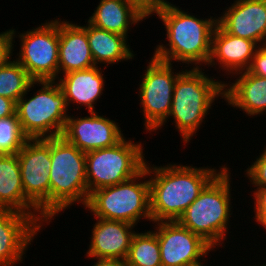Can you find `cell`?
Returning a JSON list of instances; mask_svg holds the SVG:
<instances>
[{
	"instance_id": "6da1fadb",
	"label": "cell",
	"mask_w": 266,
	"mask_h": 266,
	"mask_svg": "<svg viewBox=\"0 0 266 266\" xmlns=\"http://www.w3.org/2000/svg\"><path fill=\"white\" fill-rule=\"evenodd\" d=\"M145 169L150 185V214L152 223L177 221L196 200L205 186L226 166L194 167L182 164L152 165ZM209 167V168H208Z\"/></svg>"
},
{
	"instance_id": "7a4b0ae2",
	"label": "cell",
	"mask_w": 266,
	"mask_h": 266,
	"mask_svg": "<svg viewBox=\"0 0 266 266\" xmlns=\"http://www.w3.org/2000/svg\"><path fill=\"white\" fill-rule=\"evenodd\" d=\"M179 7L168 2L161 4L149 15L156 14L161 19L169 42L156 45L152 55L164 62L187 64L186 68L193 64L195 66L192 68H201L203 64L207 66L217 18H198Z\"/></svg>"
},
{
	"instance_id": "3957f363",
	"label": "cell",
	"mask_w": 266,
	"mask_h": 266,
	"mask_svg": "<svg viewBox=\"0 0 266 266\" xmlns=\"http://www.w3.org/2000/svg\"><path fill=\"white\" fill-rule=\"evenodd\" d=\"M185 69L174 85L171 111L168 118L154 131L161 129L173 118L175 129L181 134V142L187 143L196 135L209 109L219 96L224 98V82L205 74L201 68ZM212 77V78H211ZM215 79V80H214ZM198 130V131H197ZM195 134V135H194Z\"/></svg>"
},
{
	"instance_id": "277c9868",
	"label": "cell",
	"mask_w": 266,
	"mask_h": 266,
	"mask_svg": "<svg viewBox=\"0 0 266 266\" xmlns=\"http://www.w3.org/2000/svg\"><path fill=\"white\" fill-rule=\"evenodd\" d=\"M225 166L183 212L177 222L200 236L213 249L226 240L230 228L231 173ZM229 226V227H228ZM217 246V247H216Z\"/></svg>"
},
{
	"instance_id": "5b68a950",
	"label": "cell",
	"mask_w": 266,
	"mask_h": 266,
	"mask_svg": "<svg viewBox=\"0 0 266 266\" xmlns=\"http://www.w3.org/2000/svg\"><path fill=\"white\" fill-rule=\"evenodd\" d=\"M50 222L74 203L86 206V153L62 135L50 138ZM69 207V208H68ZM53 218V219H52Z\"/></svg>"
},
{
	"instance_id": "8992f818",
	"label": "cell",
	"mask_w": 266,
	"mask_h": 266,
	"mask_svg": "<svg viewBox=\"0 0 266 266\" xmlns=\"http://www.w3.org/2000/svg\"><path fill=\"white\" fill-rule=\"evenodd\" d=\"M36 84L41 88L28 99L26 95ZM16 113L28 139L61 136L69 116L65 95L56 80L33 81L16 103Z\"/></svg>"
},
{
	"instance_id": "52a82bcc",
	"label": "cell",
	"mask_w": 266,
	"mask_h": 266,
	"mask_svg": "<svg viewBox=\"0 0 266 266\" xmlns=\"http://www.w3.org/2000/svg\"><path fill=\"white\" fill-rule=\"evenodd\" d=\"M145 178H148V173L144 168L125 182L93 191L84 209L90 210L93 217L124 221L135 226L140 219L151 222L150 185L149 179Z\"/></svg>"
},
{
	"instance_id": "ba28073f",
	"label": "cell",
	"mask_w": 266,
	"mask_h": 266,
	"mask_svg": "<svg viewBox=\"0 0 266 266\" xmlns=\"http://www.w3.org/2000/svg\"><path fill=\"white\" fill-rule=\"evenodd\" d=\"M143 143L125 137L116 145L86 153L88 194L103 187L125 182L145 167Z\"/></svg>"
},
{
	"instance_id": "9c48e42d",
	"label": "cell",
	"mask_w": 266,
	"mask_h": 266,
	"mask_svg": "<svg viewBox=\"0 0 266 266\" xmlns=\"http://www.w3.org/2000/svg\"><path fill=\"white\" fill-rule=\"evenodd\" d=\"M20 38L19 53L16 61L27 71L34 81L57 80L59 78V18L46 21L24 33L16 35Z\"/></svg>"
},
{
	"instance_id": "30bf717a",
	"label": "cell",
	"mask_w": 266,
	"mask_h": 266,
	"mask_svg": "<svg viewBox=\"0 0 266 266\" xmlns=\"http://www.w3.org/2000/svg\"><path fill=\"white\" fill-rule=\"evenodd\" d=\"M173 63L161 61L153 56L140 80L138 95L144 116V129L150 134L169 116L173 90L177 77L184 71L174 72Z\"/></svg>"
},
{
	"instance_id": "8fae6325",
	"label": "cell",
	"mask_w": 266,
	"mask_h": 266,
	"mask_svg": "<svg viewBox=\"0 0 266 266\" xmlns=\"http://www.w3.org/2000/svg\"><path fill=\"white\" fill-rule=\"evenodd\" d=\"M17 156L25 196L50 224V138L28 139Z\"/></svg>"
},
{
	"instance_id": "7c38bea8",
	"label": "cell",
	"mask_w": 266,
	"mask_h": 266,
	"mask_svg": "<svg viewBox=\"0 0 266 266\" xmlns=\"http://www.w3.org/2000/svg\"><path fill=\"white\" fill-rule=\"evenodd\" d=\"M154 225L153 231L160 245L161 266L195 265L206 261L201 259L211 251H216L177 221H160Z\"/></svg>"
},
{
	"instance_id": "4fadbf2b",
	"label": "cell",
	"mask_w": 266,
	"mask_h": 266,
	"mask_svg": "<svg viewBox=\"0 0 266 266\" xmlns=\"http://www.w3.org/2000/svg\"><path fill=\"white\" fill-rule=\"evenodd\" d=\"M90 116L67 117L62 136L79 150L87 153L108 148L119 143L125 136L115 120L89 112Z\"/></svg>"
},
{
	"instance_id": "5bb4252c",
	"label": "cell",
	"mask_w": 266,
	"mask_h": 266,
	"mask_svg": "<svg viewBox=\"0 0 266 266\" xmlns=\"http://www.w3.org/2000/svg\"><path fill=\"white\" fill-rule=\"evenodd\" d=\"M42 228L29 216L0 209V266H16Z\"/></svg>"
},
{
	"instance_id": "9a60e30c",
	"label": "cell",
	"mask_w": 266,
	"mask_h": 266,
	"mask_svg": "<svg viewBox=\"0 0 266 266\" xmlns=\"http://www.w3.org/2000/svg\"><path fill=\"white\" fill-rule=\"evenodd\" d=\"M217 23L229 34L266 45V0H234Z\"/></svg>"
},
{
	"instance_id": "2e32d148",
	"label": "cell",
	"mask_w": 266,
	"mask_h": 266,
	"mask_svg": "<svg viewBox=\"0 0 266 266\" xmlns=\"http://www.w3.org/2000/svg\"><path fill=\"white\" fill-rule=\"evenodd\" d=\"M259 46L252 40L227 33L218 23L212 34L211 55L208 67L219 65L226 75L245 71L249 68ZM210 65V66H209Z\"/></svg>"
},
{
	"instance_id": "e0dca14e",
	"label": "cell",
	"mask_w": 266,
	"mask_h": 266,
	"mask_svg": "<svg viewBox=\"0 0 266 266\" xmlns=\"http://www.w3.org/2000/svg\"><path fill=\"white\" fill-rule=\"evenodd\" d=\"M91 230L92 236L86 252L88 258H111L126 260L135 225L124 221L97 218Z\"/></svg>"
},
{
	"instance_id": "ac0fdd59",
	"label": "cell",
	"mask_w": 266,
	"mask_h": 266,
	"mask_svg": "<svg viewBox=\"0 0 266 266\" xmlns=\"http://www.w3.org/2000/svg\"><path fill=\"white\" fill-rule=\"evenodd\" d=\"M0 209L29 215L41 228L49 223L25 196L17 154H0Z\"/></svg>"
},
{
	"instance_id": "d6986e66",
	"label": "cell",
	"mask_w": 266,
	"mask_h": 266,
	"mask_svg": "<svg viewBox=\"0 0 266 266\" xmlns=\"http://www.w3.org/2000/svg\"><path fill=\"white\" fill-rule=\"evenodd\" d=\"M58 74L95 67L86 29L59 19Z\"/></svg>"
},
{
	"instance_id": "ffe728a7",
	"label": "cell",
	"mask_w": 266,
	"mask_h": 266,
	"mask_svg": "<svg viewBox=\"0 0 266 266\" xmlns=\"http://www.w3.org/2000/svg\"><path fill=\"white\" fill-rule=\"evenodd\" d=\"M101 67L71 71L56 80L65 95L68 108L71 107L70 104H77V110L81 109L80 106H85L88 112H96L94 104L103 94L106 82Z\"/></svg>"
},
{
	"instance_id": "44dd1931",
	"label": "cell",
	"mask_w": 266,
	"mask_h": 266,
	"mask_svg": "<svg viewBox=\"0 0 266 266\" xmlns=\"http://www.w3.org/2000/svg\"><path fill=\"white\" fill-rule=\"evenodd\" d=\"M234 76H237L235 82H224V101L227 105L243 110L249 117L266 114V78L247 70Z\"/></svg>"
},
{
	"instance_id": "7402d4cb",
	"label": "cell",
	"mask_w": 266,
	"mask_h": 266,
	"mask_svg": "<svg viewBox=\"0 0 266 266\" xmlns=\"http://www.w3.org/2000/svg\"><path fill=\"white\" fill-rule=\"evenodd\" d=\"M99 2L88 22L99 29L127 38H129L128 31H131L132 25H138L139 22L149 18L141 8L130 0H100Z\"/></svg>"
},
{
	"instance_id": "603a6c76",
	"label": "cell",
	"mask_w": 266,
	"mask_h": 266,
	"mask_svg": "<svg viewBox=\"0 0 266 266\" xmlns=\"http://www.w3.org/2000/svg\"><path fill=\"white\" fill-rule=\"evenodd\" d=\"M86 29L90 51L95 63L108 65L117 64L121 61H128L136 54L133 53L128 43V38L107 30L99 29L91 25L88 21L83 25ZM128 43V44H127Z\"/></svg>"
},
{
	"instance_id": "cb8c5ba5",
	"label": "cell",
	"mask_w": 266,
	"mask_h": 266,
	"mask_svg": "<svg viewBox=\"0 0 266 266\" xmlns=\"http://www.w3.org/2000/svg\"><path fill=\"white\" fill-rule=\"evenodd\" d=\"M125 261L127 266H161L160 245L152 229L133 235Z\"/></svg>"
},
{
	"instance_id": "d4e9b609",
	"label": "cell",
	"mask_w": 266,
	"mask_h": 266,
	"mask_svg": "<svg viewBox=\"0 0 266 266\" xmlns=\"http://www.w3.org/2000/svg\"><path fill=\"white\" fill-rule=\"evenodd\" d=\"M33 81L21 64L13 59L0 68V96L17 103Z\"/></svg>"
},
{
	"instance_id": "484cf974",
	"label": "cell",
	"mask_w": 266,
	"mask_h": 266,
	"mask_svg": "<svg viewBox=\"0 0 266 266\" xmlns=\"http://www.w3.org/2000/svg\"><path fill=\"white\" fill-rule=\"evenodd\" d=\"M27 140L17 113L0 118V154H17Z\"/></svg>"
},
{
	"instance_id": "4316f807",
	"label": "cell",
	"mask_w": 266,
	"mask_h": 266,
	"mask_svg": "<svg viewBox=\"0 0 266 266\" xmlns=\"http://www.w3.org/2000/svg\"><path fill=\"white\" fill-rule=\"evenodd\" d=\"M250 185L255 188H266V147L256 160L245 170Z\"/></svg>"
},
{
	"instance_id": "83f0119b",
	"label": "cell",
	"mask_w": 266,
	"mask_h": 266,
	"mask_svg": "<svg viewBox=\"0 0 266 266\" xmlns=\"http://www.w3.org/2000/svg\"><path fill=\"white\" fill-rule=\"evenodd\" d=\"M12 29L0 33V68L6 66L12 59L14 45Z\"/></svg>"
},
{
	"instance_id": "f1b7e54d",
	"label": "cell",
	"mask_w": 266,
	"mask_h": 266,
	"mask_svg": "<svg viewBox=\"0 0 266 266\" xmlns=\"http://www.w3.org/2000/svg\"><path fill=\"white\" fill-rule=\"evenodd\" d=\"M253 201H254V213L255 221L258 225L262 224L266 220V188H256L253 191Z\"/></svg>"
},
{
	"instance_id": "f546056e",
	"label": "cell",
	"mask_w": 266,
	"mask_h": 266,
	"mask_svg": "<svg viewBox=\"0 0 266 266\" xmlns=\"http://www.w3.org/2000/svg\"><path fill=\"white\" fill-rule=\"evenodd\" d=\"M247 71L266 78V45L257 48Z\"/></svg>"
},
{
	"instance_id": "4dcf8cb0",
	"label": "cell",
	"mask_w": 266,
	"mask_h": 266,
	"mask_svg": "<svg viewBox=\"0 0 266 266\" xmlns=\"http://www.w3.org/2000/svg\"><path fill=\"white\" fill-rule=\"evenodd\" d=\"M16 113V103L7 98L0 96V118H5Z\"/></svg>"
},
{
	"instance_id": "1f68e13d",
	"label": "cell",
	"mask_w": 266,
	"mask_h": 266,
	"mask_svg": "<svg viewBox=\"0 0 266 266\" xmlns=\"http://www.w3.org/2000/svg\"><path fill=\"white\" fill-rule=\"evenodd\" d=\"M94 259L97 262H94L92 266H127L126 261L122 259H111V258H88Z\"/></svg>"
},
{
	"instance_id": "d6a6232c",
	"label": "cell",
	"mask_w": 266,
	"mask_h": 266,
	"mask_svg": "<svg viewBox=\"0 0 266 266\" xmlns=\"http://www.w3.org/2000/svg\"><path fill=\"white\" fill-rule=\"evenodd\" d=\"M141 8L148 16L154 11V0H130Z\"/></svg>"
},
{
	"instance_id": "836d02e7",
	"label": "cell",
	"mask_w": 266,
	"mask_h": 266,
	"mask_svg": "<svg viewBox=\"0 0 266 266\" xmlns=\"http://www.w3.org/2000/svg\"><path fill=\"white\" fill-rule=\"evenodd\" d=\"M168 3L167 0H154V10L157 9L161 4Z\"/></svg>"
},
{
	"instance_id": "e575fe53",
	"label": "cell",
	"mask_w": 266,
	"mask_h": 266,
	"mask_svg": "<svg viewBox=\"0 0 266 266\" xmlns=\"http://www.w3.org/2000/svg\"><path fill=\"white\" fill-rule=\"evenodd\" d=\"M203 262H200V263H197V264H195V265H190V266H203ZM205 266V265H204Z\"/></svg>"
},
{
	"instance_id": "d590c367",
	"label": "cell",
	"mask_w": 266,
	"mask_h": 266,
	"mask_svg": "<svg viewBox=\"0 0 266 266\" xmlns=\"http://www.w3.org/2000/svg\"><path fill=\"white\" fill-rule=\"evenodd\" d=\"M261 225H262L261 227H263V229L265 228L266 230V220Z\"/></svg>"
},
{
	"instance_id": "8d00e7d4",
	"label": "cell",
	"mask_w": 266,
	"mask_h": 266,
	"mask_svg": "<svg viewBox=\"0 0 266 266\" xmlns=\"http://www.w3.org/2000/svg\"><path fill=\"white\" fill-rule=\"evenodd\" d=\"M250 266H251V265H250ZM253 266H256V265H254V264H253ZM257 266H259V265H257ZM260 266H266V264H265V265H264V264H262V265H260Z\"/></svg>"
}]
</instances>
